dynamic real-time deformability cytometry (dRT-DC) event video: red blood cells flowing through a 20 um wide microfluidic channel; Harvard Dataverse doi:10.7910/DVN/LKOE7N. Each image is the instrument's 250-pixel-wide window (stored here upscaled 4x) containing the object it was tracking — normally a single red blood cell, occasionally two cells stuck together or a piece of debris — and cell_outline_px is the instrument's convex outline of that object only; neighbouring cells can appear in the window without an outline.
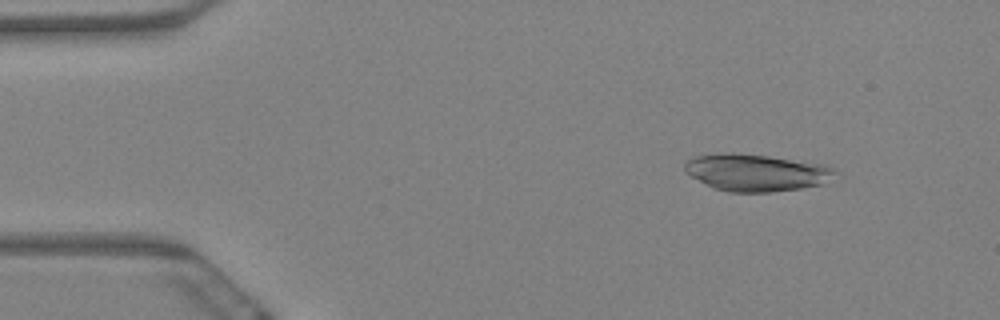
{"species": "Egyptian fruit bat (a non-hibernating species)", "species_latin": "Rousettus aegyptiacus", "temperature_condition": "warm", "stored_images_in_passage": 4, "camera_frame_rate_fps": 3000, "um_per_image_px": 0.085, "animal": {"sex": "female"}, "frame": {"image": 1, "passage_image": 1, "time_ms": 0.0, "image_size_px": [1000, 320], "cell_outline_px": [[840, 172], [820, 184], [800, 188], [768, 192], [728, 192], [716, 188], [692, 176], [684, 168], [684, 164], [692, 156], [720, 152], [732, 152], [768, 156], [828, 164]], "centroid_in_image_um": [64.3, 14.64], "position_along_channel_um": 20.7, "area_um2": 32.43}}
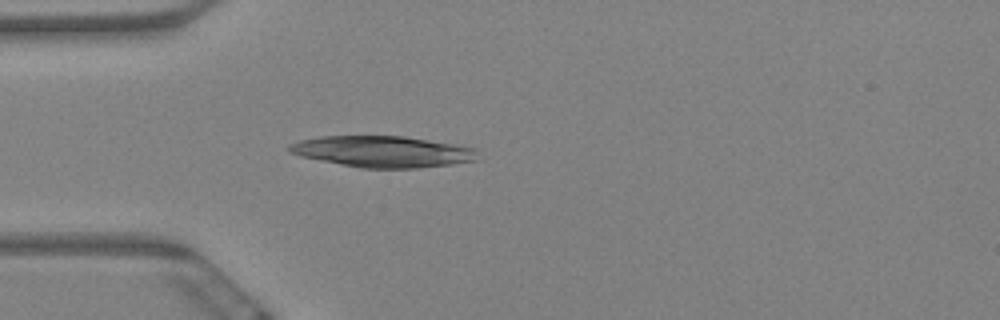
{"frame": {"image": 2, "passage_image": 4, "time_ms": 1.0, "image_size_px": [1000, 320], "cell_outline_px": [[476, 160], [452, 164], [416, 168], [360, 168], [300, 156], [288, 152], [288, 144], [300, 140], [320, 136], [404, 136], [476, 148]], "centroid_in_image_um": [32.47, 12.88], "position_along_channel_um": 52.5, "area_um2": 34.16}}